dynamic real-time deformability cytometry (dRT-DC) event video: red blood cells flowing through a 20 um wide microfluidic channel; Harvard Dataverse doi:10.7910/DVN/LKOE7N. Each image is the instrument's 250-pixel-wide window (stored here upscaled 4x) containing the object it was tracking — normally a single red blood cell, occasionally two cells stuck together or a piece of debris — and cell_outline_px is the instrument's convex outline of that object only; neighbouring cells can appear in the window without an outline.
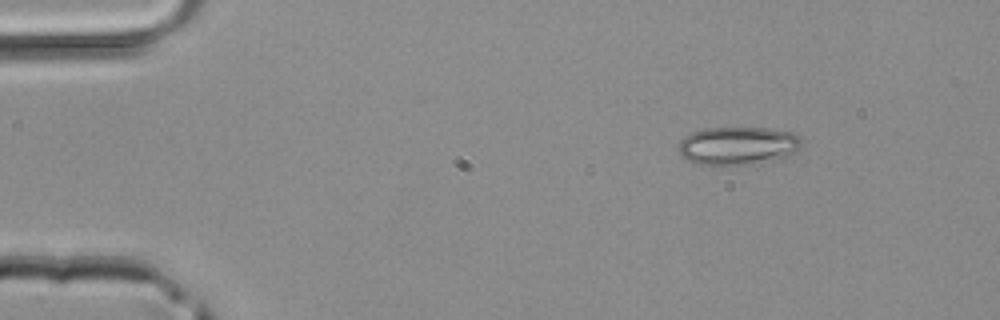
{"species": "common noctule bat (a hibernating species)", "species_latin": "Nyctalus noctula", "temperature_condition": "room temperature", "stored_images_in_passage": 4, "camera_frame_rate_fps": 3000, "um_per_image_px": 0.085, "animal": {"sex": "male", "body_mass_g": 20.4}, "frame": {"image": 1, "passage_image": 4, "time_ms": 1.0, "image_size_px": [1000, 320], "cell_outline_px": [[804, 144], [796, 152], [788, 156], [748, 164], [692, 164], [680, 156], [676, 148], [680, 140], [684, 136], [692, 132], [704, 128], [768, 128], [796, 132], [804, 140]], "centroid_in_image_um": [62.71, 12.37], "position_along_channel_um": 22.3, "area_um2": 27.8}}